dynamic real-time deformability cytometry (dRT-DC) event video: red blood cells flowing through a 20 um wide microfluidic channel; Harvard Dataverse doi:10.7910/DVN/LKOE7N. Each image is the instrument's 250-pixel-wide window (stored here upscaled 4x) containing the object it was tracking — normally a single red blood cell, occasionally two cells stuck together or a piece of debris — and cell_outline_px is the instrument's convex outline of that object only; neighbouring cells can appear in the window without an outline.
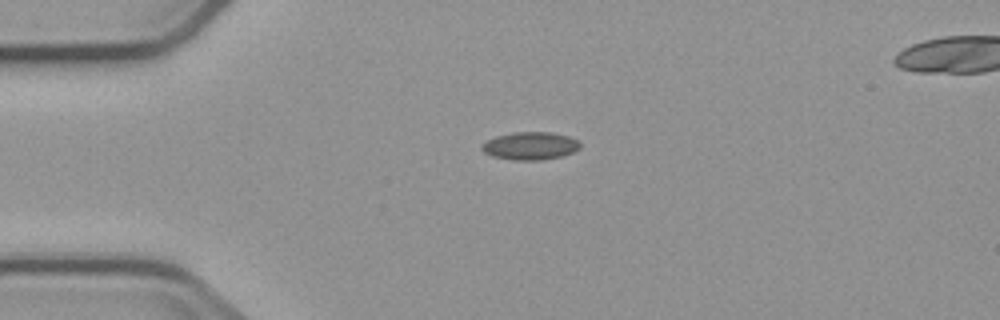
{"species": "common noctule bat (a hibernating species)", "species_latin": "Nyctalus noctula", "temperature_condition": "cold", "stored_images_in_passage": 2, "camera_frame_rate_fps": 3000, "um_per_image_px": 0.085, "animal": {"sex": "male", "body_mass_g": 23.1, "forearm_length_mm": 52.7}, "frame": {"image": 1, "passage_image": 1, "time_ms": 0.0, "image_size_px": [1000, 320], "cell_outline_px": [[580, 148], [572, 152], [560, 156], [540, 160], [512, 160], [492, 156], [484, 152], [480, 148], [480, 144], [496, 136], [512, 132], [552, 132], [568, 136], [580, 140]], "centroid_in_image_um": [45.06, 12.39], "position_along_channel_um": 39.9, "area_um2": 16.01}}